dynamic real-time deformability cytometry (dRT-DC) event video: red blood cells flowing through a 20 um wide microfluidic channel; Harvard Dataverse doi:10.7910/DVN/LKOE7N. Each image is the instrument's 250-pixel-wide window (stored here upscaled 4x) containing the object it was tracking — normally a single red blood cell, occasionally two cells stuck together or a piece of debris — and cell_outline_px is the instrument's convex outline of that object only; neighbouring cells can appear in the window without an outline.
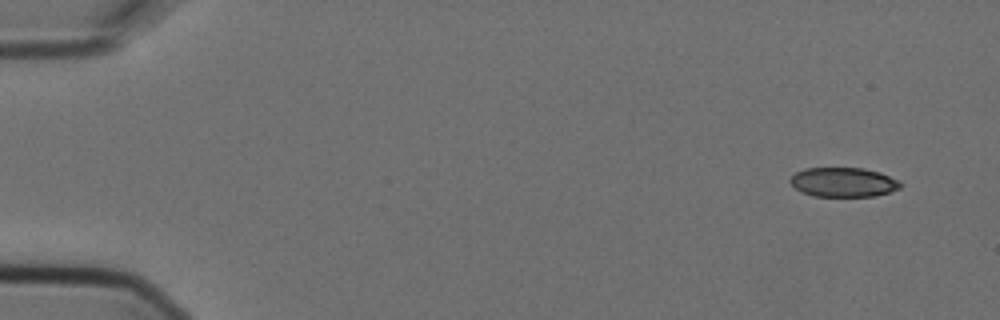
{"species": "Egyptian fruit bat (a non-hibernating species)", "species_latin": "Rousettus aegyptiacus", "temperature_condition": "cold", "stored_images_in_passage": 4, "camera_frame_rate_fps": 3000, "um_per_image_px": 0.085, "animal": {"sex": "female"}, "frame": {"image": 1, "passage_image": 1, "time_ms": 0.0, "image_size_px": [1000, 320], "cell_outline_px": [[904, 184], [900, 188], [876, 196], [812, 196], [800, 192], [788, 180], [796, 172], [804, 168], [864, 168], [880, 172], [900, 180]], "centroid_in_image_um": [71.7, 15.48], "position_along_channel_um": 13.3, "area_um2": 19.07}}
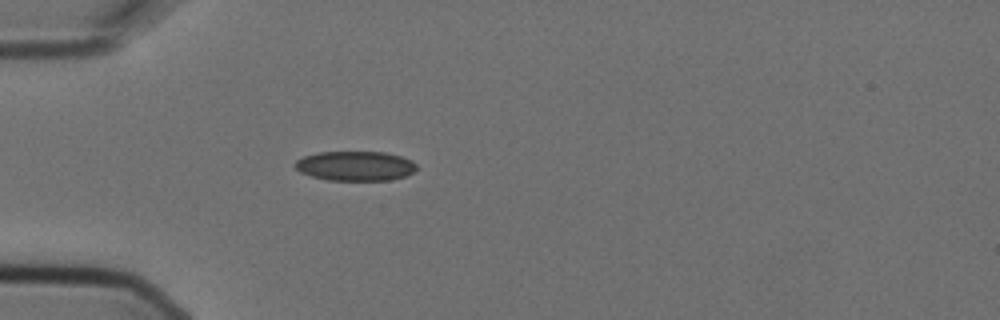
{"frame": {"image": 2, "passage_image": 4, "time_ms": 1.0, "image_size_px": [1000, 320], "cell_outline_px": [[416, 168], [412, 172], [404, 176], [392, 180], [328, 180], [312, 176], [300, 172], [296, 168], [296, 160], [304, 156], [316, 152], [384, 152], [400, 156], [412, 160], [416, 164]], "centroid_in_image_um": [30.2, 14.1], "position_along_channel_um": 54.8, "area_um2": 20.87}}